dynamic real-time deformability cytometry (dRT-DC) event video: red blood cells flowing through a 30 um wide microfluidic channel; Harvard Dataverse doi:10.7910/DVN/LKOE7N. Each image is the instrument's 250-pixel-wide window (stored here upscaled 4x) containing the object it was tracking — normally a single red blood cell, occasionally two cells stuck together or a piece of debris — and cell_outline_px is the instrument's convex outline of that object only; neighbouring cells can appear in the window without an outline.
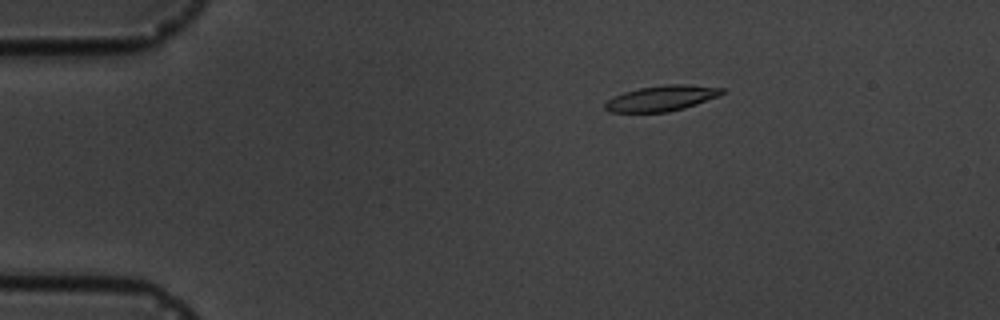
{"species": "common noctule bat (a hibernating species)", "species_latin": "Nyctalus noctula", "temperature_condition": "cold", "stored_images_in_passage": 5, "camera_frame_rate_fps": 3000, "um_per_image_px": 0.085, "animal": {"sex": "male", "body_mass_g": 19.5, "forearm_length_mm": 54.6}, "frame": {"image": 1, "passage_image": 3, "time_ms": 2.333, "image_size_px": [1000, 320], "cell_outline_px": [[724, 92], [720, 96], [684, 108], [668, 112], [608, 112], [604, 108], [604, 104], [608, 100], [624, 92], [640, 88], [664, 84], [684, 84], [724, 88]], "centroid_in_image_um": [56.25, 8.35], "position_along_channel_um": 28.8, "area_um2": 17.34}}